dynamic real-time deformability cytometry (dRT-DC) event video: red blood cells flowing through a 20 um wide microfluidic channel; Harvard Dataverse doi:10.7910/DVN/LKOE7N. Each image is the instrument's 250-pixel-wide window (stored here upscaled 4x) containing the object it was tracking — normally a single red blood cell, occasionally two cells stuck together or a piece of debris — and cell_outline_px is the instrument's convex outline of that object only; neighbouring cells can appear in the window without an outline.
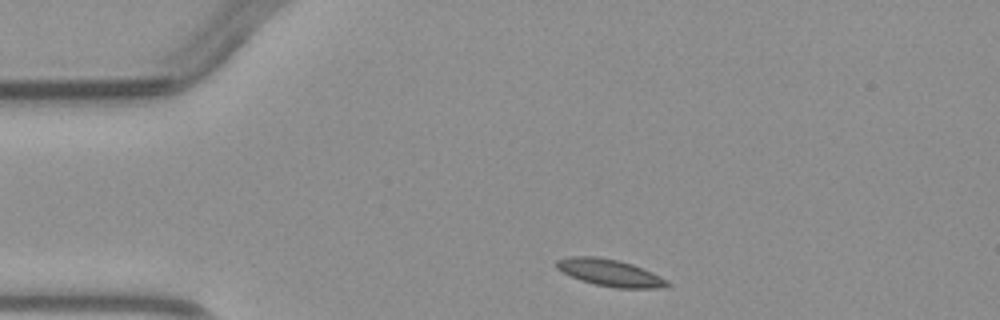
{"species": "common noctule bat (a hibernating species)", "species_latin": "Nyctalus noctula", "temperature_condition": "warm", "stored_images_in_passage": 2, "camera_frame_rate_fps": 3000, "um_per_image_px": 0.085, "animal": {"sex": "male", "body_mass_g": 23.1, "forearm_length_mm": 52.7}, "frame": {"image": 1, "passage_image": 1, "time_ms": 0.0, "image_size_px": [1000, 320], "cell_outline_px": [[672, 284], [668, 288], [616, 288], [596, 284], [580, 280], [556, 268], [556, 260], [572, 256], [596, 256], [620, 260], [632, 264], [652, 272], [668, 280]], "centroid_in_image_um": [51.9, 23.18], "position_along_channel_um": 33.1, "area_um2": 17.46}}